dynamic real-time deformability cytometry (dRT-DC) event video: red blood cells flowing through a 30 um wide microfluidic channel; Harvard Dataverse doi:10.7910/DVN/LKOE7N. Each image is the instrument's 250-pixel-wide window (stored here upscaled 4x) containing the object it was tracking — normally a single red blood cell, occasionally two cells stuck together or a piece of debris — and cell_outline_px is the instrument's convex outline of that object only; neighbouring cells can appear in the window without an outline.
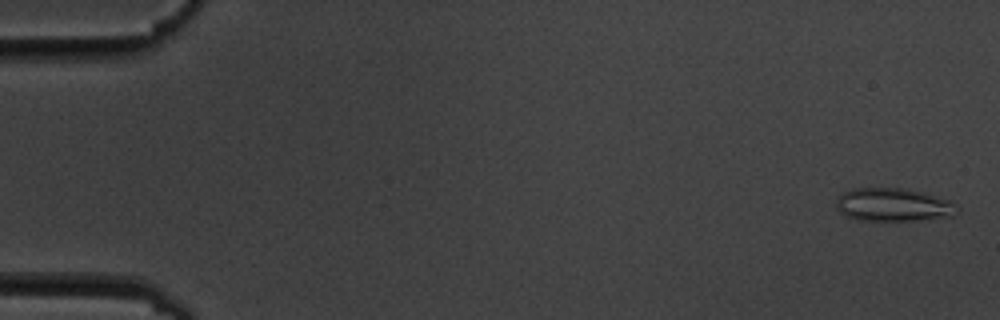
{"species": "common noctule bat (a hibernating species)", "species_latin": "Nyctalus noctula", "temperature_condition": "cold", "stored_images_in_passage": 11, "camera_frame_rate_fps": 3000, "um_per_image_px": 0.085, "animal": {"sex": "male", "body_mass_g": 19.5, "forearm_length_mm": 54.6}, "frame": {"image": 1, "passage_image": 1, "time_ms": 0.0, "image_size_px": [1000, 320], "cell_outline_px": [[960, 212], [952, 216], [916, 220], [856, 220], [844, 216], [836, 208], [836, 200], [844, 192], [852, 188], [908, 188], [952, 200], [960, 208]], "centroid_in_image_um": [75.96, 17.4], "position_along_channel_um": 9.0, "area_um2": 23.76}}
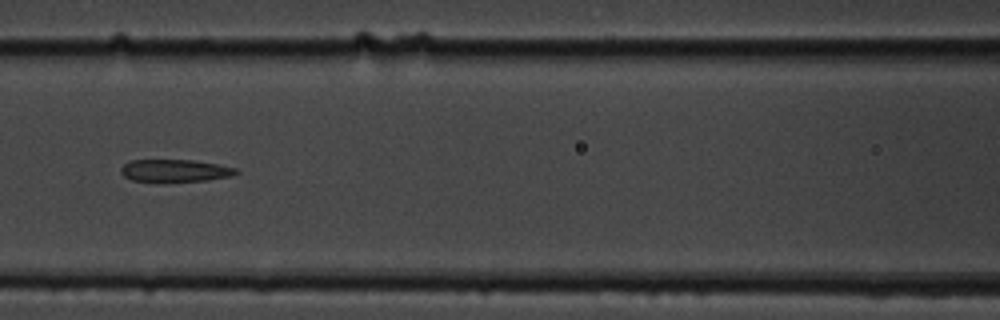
{"frame": {"image": 2, "passage_image": 7, "time_ms": 8.0, "image_size_px": [1000, 320], "cell_outline_px": [[240, 172], [228, 176], [208, 180], [132, 180], [124, 176], [120, 172], [120, 168], [128, 160], [196, 160], [236, 168]], "centroid_in_image_um": [14.85, 14.47], "position_along_channel_um": 151.7, "area_um2": 14.57}}
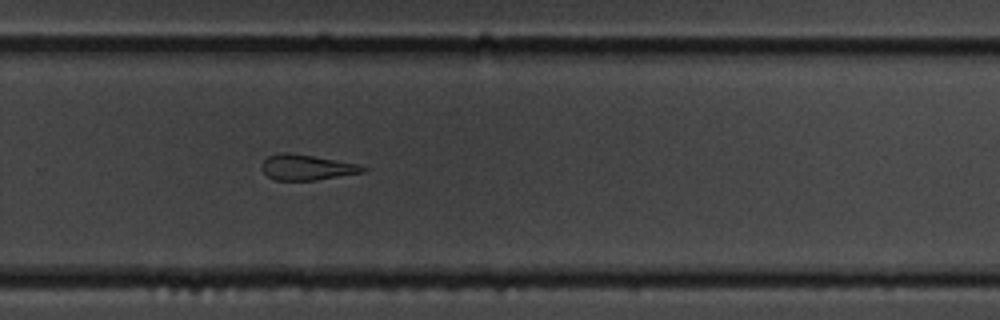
{"frame": {"image": 3, "passage_image": 11, "time_ms": 12.333, "image_size_px": [1000, 320], "cell_outline_px": [[368, 168], [364, 172], [316, 180], [276, 180], [268, 176], [260, 168], [260, 164], [268, 156], [276, 152], [288, 152], [312, 156], [356, 164]], "centroid_in_image_um": [26.0, 14.22], "position_along_channel_um": 303.8, "area_um2": 14.91}}